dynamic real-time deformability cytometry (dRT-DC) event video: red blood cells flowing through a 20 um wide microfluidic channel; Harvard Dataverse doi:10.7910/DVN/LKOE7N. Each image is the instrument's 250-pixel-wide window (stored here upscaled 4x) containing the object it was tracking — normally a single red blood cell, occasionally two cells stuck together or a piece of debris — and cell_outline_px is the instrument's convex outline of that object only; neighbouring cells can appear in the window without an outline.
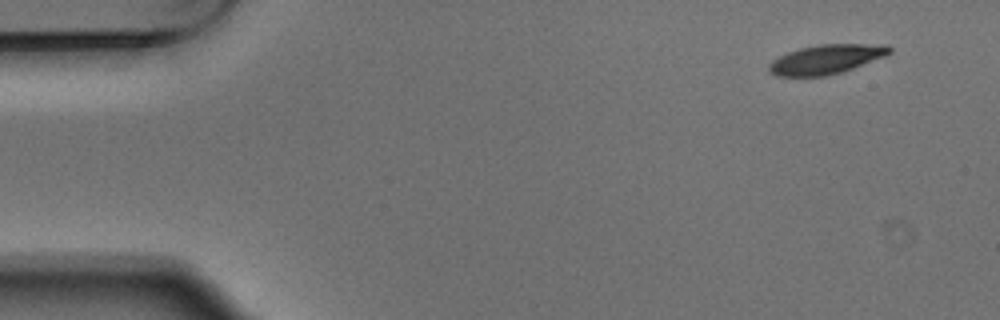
{"species": "Egyptian fruit bat (a non-hibernating species)", "species_latin": "Rousettus aegyptiacus", "temperature_condition": "warm", "stored_images_in_passage": 4, "camera_frame_rate_fps": 3000, "um_per_image_px": 0.085, "animal": {"sex": "male"}, "frame": {"image": 1, "passage_image": 1, "time_ms": 0.0, "image_size_px": [1000, 320], "cell_outline_px": [[892, 52], [884, 56], [852, 68], [840, 72], [824, 76], [776, 76], [768, 72], [768, 64], [772, 60], [788, 52], [800, 48], [816, 44], [888, 44], [892, 48]], "centroid_in_image_um": [70.2, 5.03], "position_along_channel_um": 14.8, "area_um2": 20.58}}
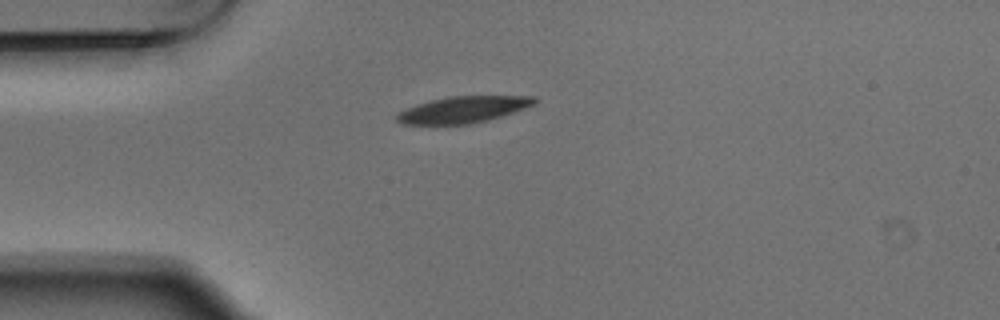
{"frame": {"image": 2, "passage_image": 4, "time_ms": 1.0, "image_size_px": [1000, 320], "cell_outline_px": [[536, 104], [488, 120], [468, 124], [404, 124], [396, 120], [396, 116], [400, 112], [416, 104], [448, 96], [536, 96]], "centroid_in_image_um": [39.38, 9.31], "position_along_channel_um": 45.6, "area_um2": 20.92}}